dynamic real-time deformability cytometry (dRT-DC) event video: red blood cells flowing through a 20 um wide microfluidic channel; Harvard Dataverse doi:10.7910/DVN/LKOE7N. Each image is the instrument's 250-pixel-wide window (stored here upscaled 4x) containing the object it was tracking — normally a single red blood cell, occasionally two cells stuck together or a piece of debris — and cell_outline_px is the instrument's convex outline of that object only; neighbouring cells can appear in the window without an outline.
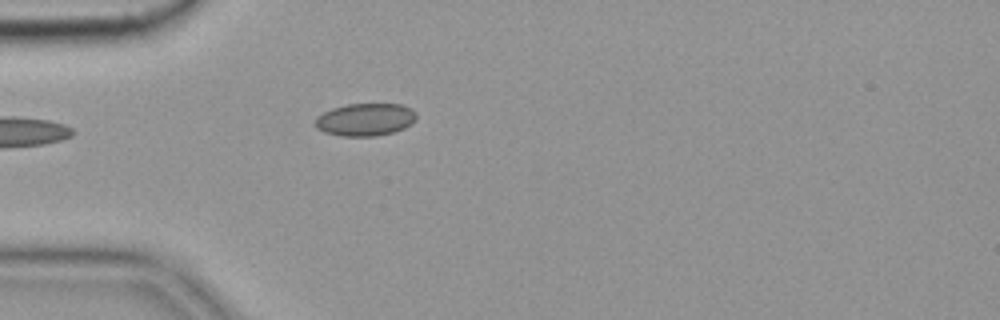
{"species": "common noctule bat (a hibernating species)", "species_latin": "Nyctalus noctula", "temperature_condition": "cold", "stored_images_in_passage": 5, "camera_frame_rate_fps": 3000, "um_per_image_px": 0.085, "animal": {"sex": "female", "body_mass_g": 19.9}, "frame": {"image": 1, "passage_image": 5, "time_ms": 1.333, "image_size_px": [1000, 320], "cell_outline_px": [[416, 120], [412, 124], [404, 128], [392, 132], [376, 136], [340, 136], [324, 132], [316, 128], [316, 116], [332, 108], [348, 104], [400, 104], [412, 108], [416, 112]], "centroid_in_image_um": [31.07, 10.16], "position_along_channel_um": 53.9, "area_um2": 19.31}}